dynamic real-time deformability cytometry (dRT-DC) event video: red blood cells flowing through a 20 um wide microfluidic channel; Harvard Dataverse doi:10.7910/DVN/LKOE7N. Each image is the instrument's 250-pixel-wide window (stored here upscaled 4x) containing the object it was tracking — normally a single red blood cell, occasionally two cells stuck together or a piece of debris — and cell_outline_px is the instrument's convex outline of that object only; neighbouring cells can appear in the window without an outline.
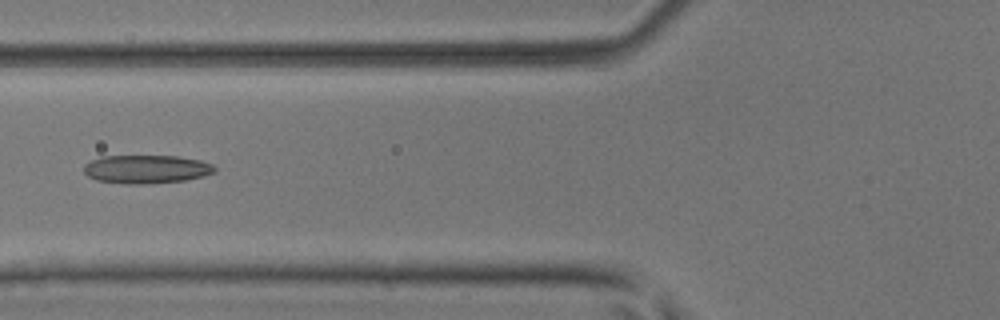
{"species": "common noctule bat (a hibernating species)", "species_latin": "Nyctalus noctula", "temperature_condition": "room temperature", "stored_images_in_passage": 6, "camera_frame_rate_fps": 3000, "um_per_image_px": 0.085, "animal": {"sex": "male", "body_mass_g": 17.9, "forearm_length_mm": 54.2}, "frame": {"image": 1, "passage_image": 5, "time_ms": 1.333, "image_size_px": [1000, 320], "cell_outline_px": [[216, 172], [204, 176], [184, 180], [144, 184], [128, 184], [96, 180], [88, 176], [84, 172], [84, 164], [100, 156], [176, 156], [200, 160], [212, 164], [216, 168]], "centroid_in_image_um": [12.44, 14.38], "position_along_channel_um": 113.4, "area_um2": 21.68}}
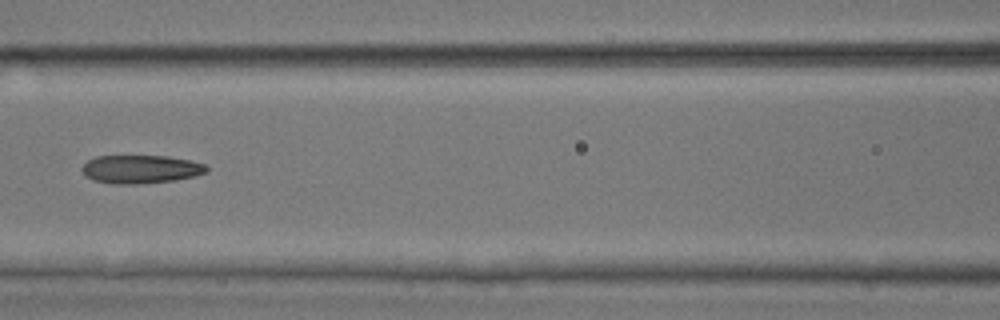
{"frame": {"image": 2, "passage_image": 6, "time_ms": 1.667, "image_size_px": [1000, 320], "cell_outline_px": [[208, 172], [196, 176], [176, 180], [136, 184], [112, 184], [92, 180], [80, 168], [88, 160], [96, 156], [168, 156], [192, 160], [204, 164], [208, 168]], "centroid_in_image_um": [11.99, 14.38], "position_along_channel_um": 154.6, "area_um2": 20.69}}